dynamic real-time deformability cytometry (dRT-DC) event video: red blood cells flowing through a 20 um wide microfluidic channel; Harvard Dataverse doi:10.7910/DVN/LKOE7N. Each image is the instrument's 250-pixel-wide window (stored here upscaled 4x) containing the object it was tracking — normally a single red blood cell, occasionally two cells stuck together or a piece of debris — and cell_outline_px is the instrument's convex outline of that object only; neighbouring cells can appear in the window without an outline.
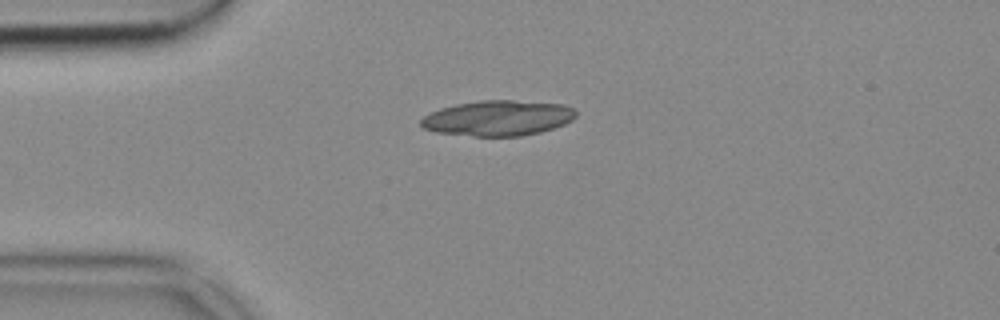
{"species": "common noctule bat (a hibernating species)", "species_latin": "Nyctalus noctula", "temperature_condition": "cold", "stored_images_in_passage": 36, "camera_frame_rate_fps": 3000, "um_per_image_px": 0.085, "animal": {"sex": "female", "body_mass_g": 18.4}, "frame": {"image": 1, "passage_image": 1, "time_ms": 0.0, "image_size_px": [1000, 320], "cell_outline_px": [[576, 116], [572, 120], [564, 124], [540, 132], [520, 136], [472, 136], [436, 132], [424, 128], [420, 124], [420, 120], [424, 116], [440, 108], [456, 104], [480, 100], [512, 100], [564, 104], [572, 108], [576, 112]], "centroid_in_image_um": [42.32, 10.03], "position_along_channel_um": 42.7, "area_um2": 31.91}}